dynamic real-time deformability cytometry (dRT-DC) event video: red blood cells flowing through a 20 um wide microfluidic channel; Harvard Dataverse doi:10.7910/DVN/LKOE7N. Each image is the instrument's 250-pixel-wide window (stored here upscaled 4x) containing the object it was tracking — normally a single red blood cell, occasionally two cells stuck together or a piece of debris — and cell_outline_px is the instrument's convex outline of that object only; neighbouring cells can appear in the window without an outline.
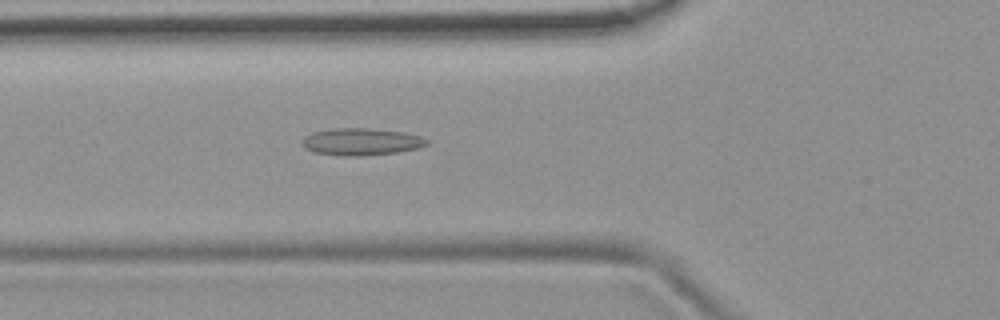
{"species": "common noctule bat (a hibernating species)", "species_latin": "Nyctalus noctula", "temperature_condition": "room temperature", "stored_images_in_passage": 53, "camera_frame_rate_fps": 3000, "um_per_image_px": 0.085, "animal": {"sex": "female", "body_mass_g": 19.9}, "frame": {"image": 1, "passage_image": 19, "time_ms": 6.0, "image_size_px": [1000, 320], "cell_outline_px": [[428, 144], [420, 148], [396, 152], [360, 156], [340, 156], [312, 152], [304, 148], [300, 144], [304, 136], [312, 132], [332, 128], [368, 128], [404, 132], [420, 136], [428, 140]], "centroid_in_image_um": [30.66, 12.05], "position_along_channel_um": 95.1, "area_um2": 19.94}}
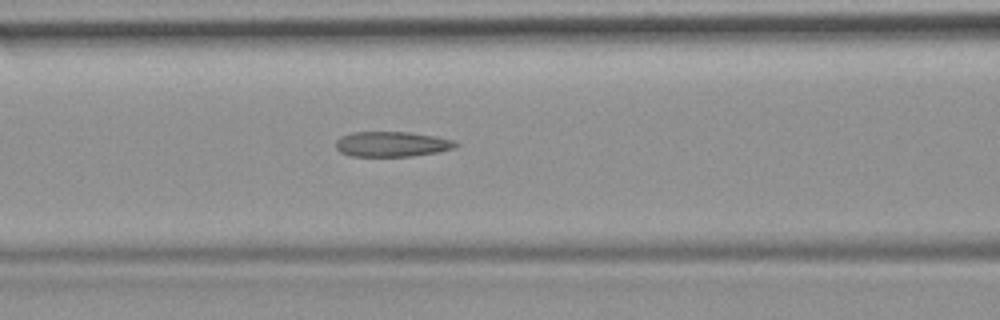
{"frame": {"image": 2, "passage_image": 22, "time_ms": 7.0, "image_size_px": [1000, 320], "cell_outline_px": [[460, 144], [452, 148], [436, 152], [412, 156], [348, 156], [340, 152], [336, 148], [336, 140], [340, 136], [352, 132], [408, 132], [436, 136], [452, 140]], "centroid_in_image_um": [33.26, 12.25], "position_along_channel_um": 133.3, "area_um2": 17.57}}
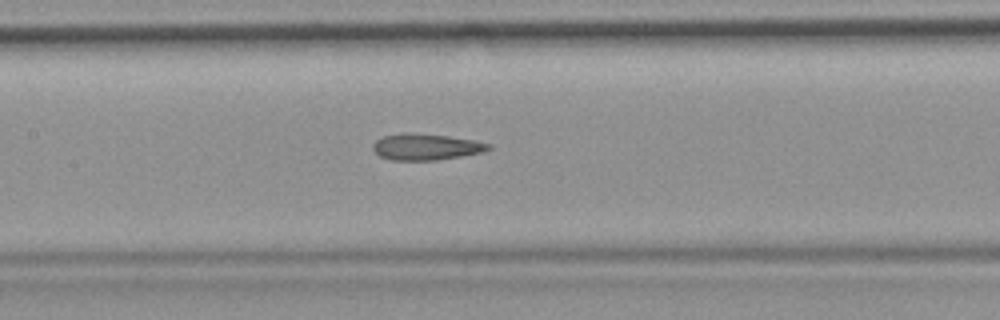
{"frame": {"image": 3, "passage_image": 25, "time_ms": 8.0, "image_size_px": [1000, 320], "cell_outline_px": [[492, 148], [484, 152], [436, 160], [392, 160], [380, 156], [372, 148], [372, 144], [376, 140], [384, 136], [404, 132], [448, 136], [472, 140], [492, 144]], "centroid_in_image_um": [36.21, 12.48], "position_along_channel_um": 171.2, "area_um2": 17.63}, "authors_computed_cell_mechanics": {"area_um2": 18.207, "velocity_mm_per_s": 3.7847, "shape_relaxation_time_tau1_ms": null, "shape_relaxation_time_tau2_ms": 2.8314, "deformation_change_tau1": null, "deformation_change_tau2": 0.1221}}